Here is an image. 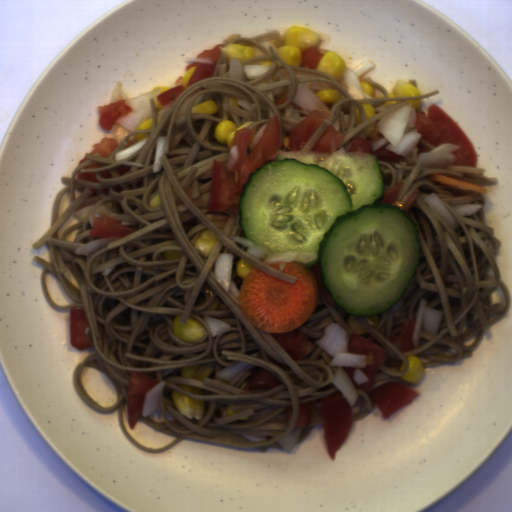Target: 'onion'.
I'll return each mask as SVG.
<instances>
[{
  "instance_id": "onion-1",
  "label": "onion",
  "mask_w": 512,
  "mask_h": 512,
  "mask_svg": "<svg viewBox=\"0 0 512 512\" xmlns=\"http://www.w3.org/2000/svg\"><path fill=\"white\" fill-rule=\"evenodd\" d=\"M350 337L351 333L344 327L338 323H333L324 330L323 337L314 340V344L332 356L329 365L337 368L332 378V384L338 393H342L351 405L356 401L358 389L355 388L344 368H355L353 380L358 386L368 382L370 379L360 369L367 368L366 354L348 353Z\"/></svg>"
},
{
  "instance_id": "onion-2",
  "label": "onion",
  "mask_w": 512,
  "mask_h": 512,
  "mask_svg": "<svg viewBox=\"0 0 512 512\" xmlns=\"http://www.w3.org/2000/svg\"><path fill=\"white\" fill-rule=\"evenodd\" d=\"M416 108L412 103L394 108L376 122L381 138L371 142L372 151L379 148L408 156L421 140L416 128Z\"/></svg>"
},
{
  "instance_id": "onion-3",
  "label": "onion",
  "mask_w": 512,
  "mask_h": 512,
  "mask_svg": "<svg viewBox=\"0 0 512 512\" xmlns=\"http://www.w3.org/2000/svg\"><path fill=\"white\" fill-rule=\"evenodd\" d=\"M162 93L157 90H149L138 96L132 98H126L125 86L123 82H118L112 89L111 102L124 100V104H127L132 110L128 115L116 120V124L127 130L129 133L139 128L141 124L147 121L151 115V104L150 100H155L157 105L161 103L158 99V94Z\"/></svg>"
},
{
  "instance_id": "onion-4",
  "label": "onion",
  "mask_w": 512,
  "mask_h": 512,
  "mask_svg": "<svg viewBox=\"0 0 512 512\" xmlns=\"http://www.w3.org/2000/svg\"><path fill=\"white\" fill-rule=\"evenodd\" d=\"M321 38L313 29L300 25L288 27L283 39V46H279L277 54L285 64L300 66L303 62L302 54L307 48L317 50Z\"/></svg>"
},
{
  "instance_id": "onion-5",
  "label": "onion",
  "mask_w": 512,
  "mask_h": 512,
  "mask_svg": "<svg viewBox=\"0 0 512 512\" xmlns=\"http://www.w3.org/2000/svg\"><path fill=\"white\" fill-rule=\"evenodd\" d=\"M230 240L236 241L242 245L244 250L249 253L257 261L267 265L266 263H289L301 262L309 263L316 260L318 257L313 251H281L264 256L261 246L257 245L250 239L245 237H238L236 235H229ZM269 266V265H268Z\"/></svg>"
},
{
  "instance_id": "onion-6",
  "label": "onion",
  "mask_w": 512,
  "mask_h": 512,
  "mask_svg": "<svg viewBox=\"0 0 512 512\" xmlns=\"http://www.w3.org/2000/svg\"><path fill=\"white\" fill-rule=\"evenodd\" d=\"M443 314L440 310L428 306L426 300L420 299L415 314V326L412 339L414 345H419L422 332L438 334Z\"/></svg>"
},
{
  "instance_id": "onion-7",
  "label": "onion",
  "mask_w": 512,
  "mask_h": 512,
  "mask_svg": "<svg viewBox=\"0 0 512 512\" xmlns=\"http://www.w3.org/2000/svg\"><path fill=\"white\" fill-rule=\"evenodd\" d=\"M459 149L455 144L435 145L433 150L419 154L417 160L425 168L446 169L454 165L453 153Z\"/></svg>"
},
{
  "instance_id": "onion-8",
  "label": "onion",
  "mask_w": 512,
  "mask_h": 512,
  "mask_svg": "<svg viewBox=\"0 0 512 512\" xmlns=\"http://www.w3.org/2000/svg\"><path fill=\"white\" fill-rule=\"evenodd\" d=\"M375 64L373 60H367L363 61L356 69H348L345 67L343 77L345 92L348 96L354 100L374 99L362 89L360 77L369 72Z\"/></svg>"
},
{
  "instance_id": "onion-9",
  "label": "onion",
  "mask_w": 512,
  "mask_h": 512,
  "mask_svg": "<svg viewBox=\"0 0 512 512\" xmlns=\"http://www.w3.org/2000/svg\"><path fill=\"white\" fill-rule=\"evenodd\" d=\"M233 256L231 252L218 253L214 259L213 275L226 291L239 299V290L231 278Z\"/></svg>"
},
{
  "instance_id": "onion-10",
  "label": "onion",
  "mask_w": 512,
  "mask_h": 512,
  "mask_svg": "<svg viewBox=\"0 0 512 512\" xmlns=\"http://www.w3.org/2000/svg\"><path fill=\"white\" fill-rule=\"evenodd\" d=\"M318 52L324 55L318 60L316 69L332 79H341L346 71V60L333 50L323 48Z\"/></svg>"
},
{
  "instance_id": "onion-11",
  "label": "onion",
  "mask_w": 512,
  "mask_h": 512,
  "mask_svg": "<svg viewBox=\"0 0 512 512\" xmlns=\"http://www.w3.org/2000/svg\"><path fill=\"white\" fill-rule=\"evenodd\" d=\"M270 70L266 65H243L241 60L229 58L228 77L240 81H252L261 78Z\"/></svg>"
},
{
  "instance_id": "onion-12",
  "label": "onion",
  "mask_w": 512,
  "mask_h": 512,
  "mask_svg": "<svg viewBox=\"0 0 512 512\" xmlns=\"http://www.w3.org/2000/svg\"><path fill=\"white\" fill-rule=\"evenodd\" d=\"M293 102L310 114L314 111L330 112L329 107L308 86L301 83Z\"/></svg>"
},
{
  "instance_id": "onion-13",
  "label": "onion",
  "mask_w": 512,
  "mask_h": 512,
  "mask_svg": "<svg viewBox=\"0 0 512 512\" xmlns=\"http://www.w3.org/2000/svg\"><path fill=\"white\" fill-rule=\"evenodd\" d=\"M166 382L161 381L144 394L141 416L148 417L158 411L159 395Z\"/></svg>"
},
{
  "instance_id": "onion-14",
  "label": "onion",
  "mask_w": 512,
  "mask_h": 512,
  "mask_svg": "<svg viewBox=\"0 0 512 512\" xmlns=\"http://www.w3.org/2000/svg\"><path fill=\"white\" fill-rule=\"evenodd\" d=\"M423 201L424 203L430 205L436 212H438L452 228L455 229L457 227L458 223L454 215L437 193L432 192L426 198H424Z\"/></svg>"
},
{
  "instance_id": "onion-15",
  "label": "onion",
  "mask_w": 512,
  "mask_h": 512,
  "mask_svg": "<svg viewBox=\"0 0 512 512\" xmlns=\"http://www.w3.org/2000/svg\"><path fill=\"white\" fill-rule=\"evenodd\" d=\"M120 237H101L97 240L86 242L83 245L76 248L75 252L79 256H88L112 243Z\"/></svg>"
},
{
  "instance_id": "onion-16",
  "label": "onion",
  "mask_w": 512,
  "mask_h": 512,
  "mask_svg": "<svg viewBox=\"0 0 512 512\" xmlns=\"http://www.w3.org/2000/svg\"><path fill=\"white\" fill-rule=\"evenodd\" d=\"M302 430L303 428L294 427L292 430H290L289 432H287L286 434H284L275 441L280 448H283L291 453L299 444Z\"/></svg>"
},
{
  "instance_id": "onion-17",
  "label": "onion",
  "mask_w": 512,
  "mask_h": 512,
  "mask_svg": "<svg viewBox=\"0 0 512 512\" xmlns=\"http://www.w3.org/2000/svg\"><path fill=\"white\" fill-rule=\"evenodd\" d=\"M147 142V137L143 140L137 142L133 146H131L128 149L115 152L114 159L116 162L121 161H133L135 157L140 153V151L144 148L145 144Z\"/></svg>"
},
{
  "instance_id": "onion-18",
  "label": "onion",
  "mask_w": 512,
  "mask_h": 512,
  "mask_svg": "<svg viewBox=\"0 0 512 512\" xmlns=\"http://www.w3.org/2000/svg\"><path fill=\"white\" fill-rule=\"evenodd\" d=\"M166 146V136H158L155 141L154 154L152 160V173H158L161 167V157L164 155Z\"/></svg>"
},
{
  "instance_id": "onion-19",
  "label": "onion",
  "mask_w": 512,
  "mask_h": 512,
  "mask_svg": "<svg viewBox=\"0 0 512 512\" xmlns=\"http://www.w3.org/2000/svg\"><path fill=\"white\" fill-rule=\"evenodd\" d=\"M203 319L208 325L213 338L227 331L231 326V324L228 323L227 321H224L211 315H204Z\"/></svg>"
},
{
  "instance_id": "onion-20",
  "label": "onion",
  "mask_w": 512,
  "mask_h": 512,
  "mask_svg": "<svg viewBox=\"0 0 512 512\" xmlns=\"http://www.w3.org/2000/svg\"><path fill=\"white\" fill-rule=\"evenodd\" d=\"M249 365L250 364H245V363L239 362L234 367L222 369L220 372L217 373L216 377H218L219 379H221L229 384L237 376H239Z\"/></svg>"
},
{
  "instance_id": "onion-21",
  "label": "onion",
  "mask_w": 512,
  "mask_h": 512,
  "mask_svg": "<svg viewBox=\"0 0 512 512\" xmlns=\"http://www.w3.org/2000/svg\"><path fill=\"white\" fill-rule=\"evenodd\" d=\"M456 214L459 215H473L479 209L482 208L483 205L480 204H455L450 205Z\"/></svg>"
},
{
  "instance_id": "onion-22",
  "label": "onion",
  "mask_w": 512,
  "mask_h": 512,
  "mask_svg": "<svg viewBox=\"0 0 512 512\" xmlns=\"http://www.w3.org/2000/svg\"><path fill=\"white\" fill-rule=\"evenodd\" d=\"M96 204L74 211L73 216H75L80 222L84 223L92 214Z\"/></svg>"
},
{
  "instance_id": "onion-23",
  "label": "onion",
  "mask_w": 512,
  "mask_h": 512,
  "mask_svg": "<svg viewBox=\"0 0 512 512\" xmlns=\"http://www.w3.org/2000/svg\"><path fill=\"white\" fill-rule=\"evenodd\" d=\"M237 163H238V148L235 145L233 148H231L229 150L224 165H227L228 167H233Z\"/></svg>"
},
{
  "instance_id": "onion-24",
  "label": "onion",
  "mask_w": 512,
  "mask_h": 512,
  "mask_svg": "<svg viewBox=\"0 0 512 512\" xmlns=\"http://www.w3.org/2000/svg\"><path fill=\"white\" fill-rule=\"evenodd\" d=\"M264 127L265 125H263L257 132L256 134L251 137V140L247 146V152L250 154L254 149L255 147L257 146L258 142L260 141L261 137H262V133H263V130H264Z\"/></svg>"
},
{
  "instance_id": "onion-25",
  "label": "onion",
  "mask_w": 512,
  "mask_h": 512,
  "mask_svg": "<svg viewBox=\"0 0 512 512\" xmlns=\"http://www.w3.org/2000/svg\"><path fill=\"white\" fill-rule=\"evenodd\" d=\"M152 126H153V119H151L149 117L146 121H144L142 124H140L136 130H144V129L151 128Z\"/></svg>"
}]
</instances>
